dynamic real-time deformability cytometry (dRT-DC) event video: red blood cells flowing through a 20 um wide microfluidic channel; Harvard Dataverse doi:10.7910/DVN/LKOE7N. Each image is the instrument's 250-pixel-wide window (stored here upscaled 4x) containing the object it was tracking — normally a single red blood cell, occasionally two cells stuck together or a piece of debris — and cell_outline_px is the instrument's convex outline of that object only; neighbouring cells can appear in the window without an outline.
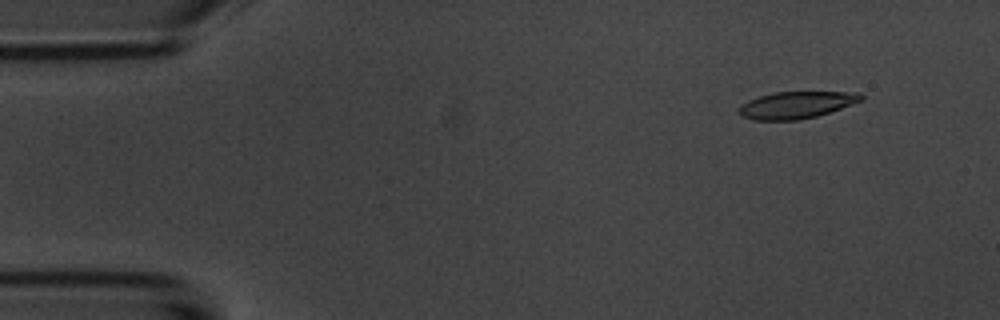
{"species": "common noctule bat (a hibernating species)", "species_latin": "Nyctalus noctula", "temperature_condition": "room temperature", "stored_images_in_passage": 4, "camera_frame_rate_fps": 3000, "um_per_image_px": 0.085, "animal": {"sex": "male", "body_mass_g": 20.1, "forearm_length_mm": 53.5}, "frame": {"image": 1, "passage_image": 1, "time_ms": 0.0, "image_size_px": [1000, 320], "cell_outline_px": [[864, 100], [816, 116], [800, 120], [752, 120], [740, 116], [736, 112], [740, 104], [748, 100], [760, 96], [776, 92], [860, 92], [864, 96]], "centroid_in_image_um": [67.64, 8.92], "position_along_channel_um": 17.4, "area_um2": 19.31}}
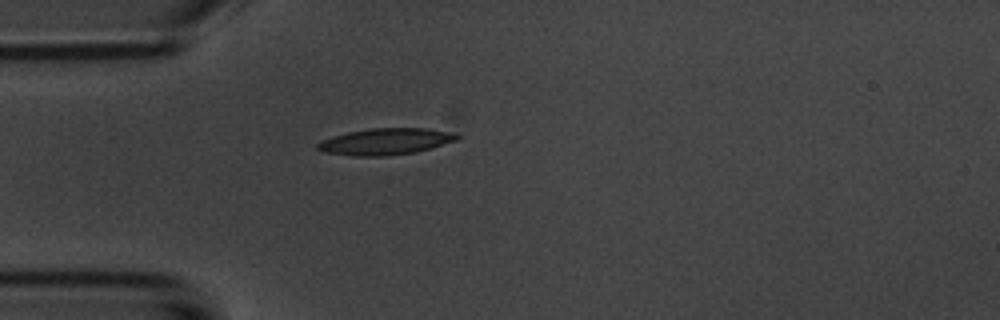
{"frame": {"image": 2, "passage_image": 4, "time_ms": 3.333, "image_size_px": [1000, 320], "cell_outline_px": [[460, 136], [456, 140], [416, 152], [384, 156], [356, 156], [324, 152], [316, 148], [316, 144], [320, 140], [348, 132], [372, 128], [428, 128], [448, 132]], "centroid_in_image_um": [32.72, 12.03], "position_along_channel_um": 52.3, "area_um2": 21.27}}